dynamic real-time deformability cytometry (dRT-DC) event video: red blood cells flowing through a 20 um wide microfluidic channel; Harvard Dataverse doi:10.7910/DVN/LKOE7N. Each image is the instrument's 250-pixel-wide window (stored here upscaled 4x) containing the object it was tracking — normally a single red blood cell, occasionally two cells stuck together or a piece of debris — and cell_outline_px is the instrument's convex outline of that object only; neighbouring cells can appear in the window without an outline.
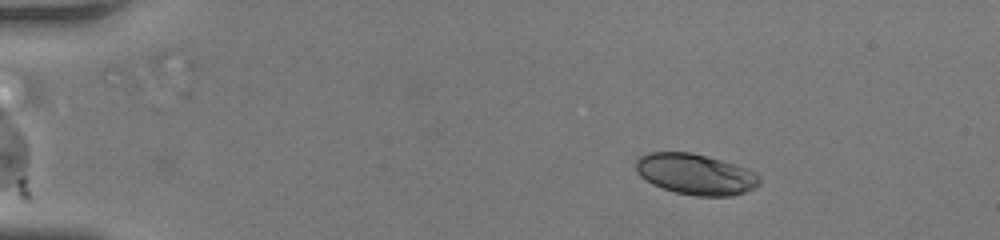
{"species": "human", "species_latin": "Homo sapiens", "temperature_condition": "room temperature", "stored_images_in_passage": 48, "camera_frame_rate_fps": 3000, "um_per_image_px": 0.085, "donor": {"sex": "female"}, "frame": {"image": 1, "passage_image": 5, "time_ms": 1.333, "image_size_px": [1000, 240], "cell_outline_px": [[760, 184], [756, 188], [732, 196], [696, 196], [676, 192], [652, 184], [640, 176], [636, 172], [636, 160], [640, 156], [648, 152], [692, 152], [720, 160], [756, 172], [760, 176]], "centroid_in_image_um": [59.12, 14.81], "position_along_channel_um": 25.9, "area_um2": 29.36}}
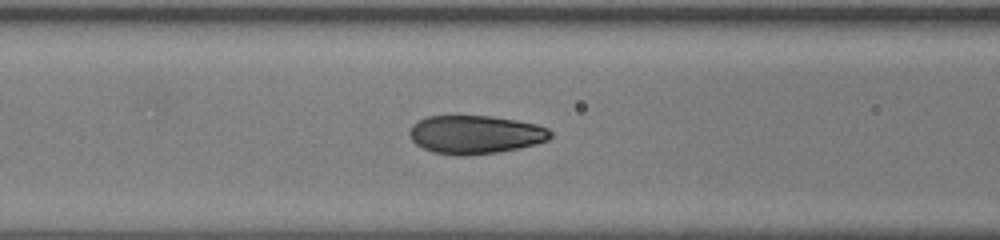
{"frame": {"image": 2, "passage_image": 22, "time_ms": 7.0, "image_size_px": [1000, 240], "cell_outline_px": [[552, 136], [548, 140], [536, 144], [496, 152], [464, 156], [456, 156], [432, 152], [416, 144], [412, 140], [408, 132], [412, 124], [416, 120], [428, 116], [492, 116], [516, 120], [536, 124], [548, 128], [552, 132]], "centroid_in_image_um": [40.38, 11.43], "position_along_channel_um": 126.2, "area_um2": 31.67}}
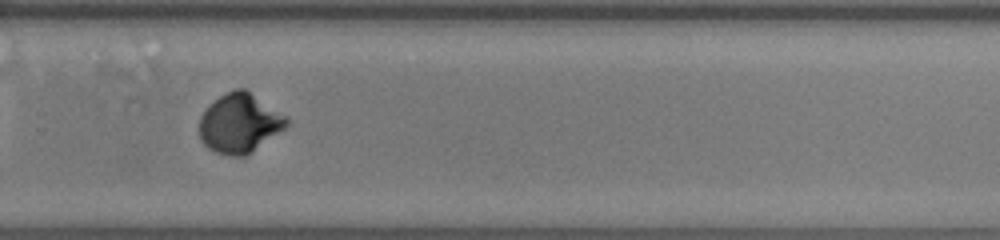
{"frame": {"image": 3, "passage_image": 40, "time_ms": 13.0, "image_size_px": [1000, 240], "cell_outline_px": [[288, 124], [284, 128], [244, 156], [232, 156], [216, 152], [208, 148], [200, 140], [200, 116], [220, 96], [236, 88], [244, 88], [288, 116]], "centroid_in_image_um": [20.37, 10.47], "position_along_channel_um": 309.4, "area_um2": 29.54}, "authors_computed_cell_mechanics": {"area_um2": 30.2872, "velocity_mm_per_s": 3.1136, "shape_relaxation_time_tau1_ms": 8.0492, "shape_relaxation_time_tau2_ms": null, "deformation_change_tau1": 0.419, "deformation_change_tau2": null}}